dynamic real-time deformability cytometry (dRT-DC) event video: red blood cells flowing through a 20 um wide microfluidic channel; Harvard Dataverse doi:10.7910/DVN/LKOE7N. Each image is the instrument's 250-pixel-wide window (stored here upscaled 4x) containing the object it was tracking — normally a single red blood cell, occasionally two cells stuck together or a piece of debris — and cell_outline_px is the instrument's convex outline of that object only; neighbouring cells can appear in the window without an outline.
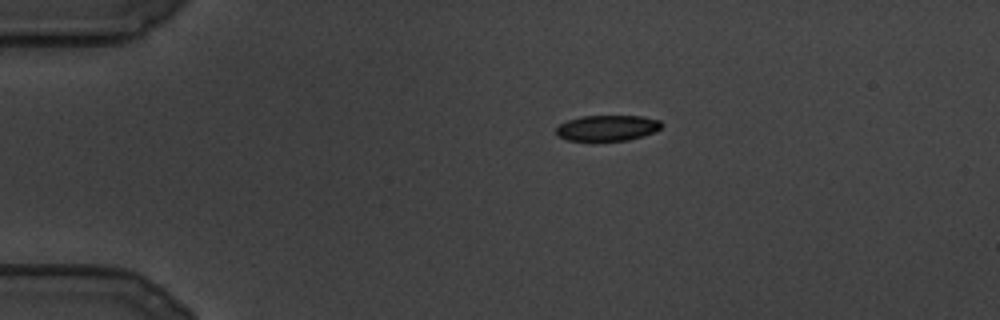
{"species": "common noctule bat (a hibernating species)", "species_latin": "Nyctalus noctula", "temperature_condition": "cold", "stored_images_in_passage": 88, "camera_frame_rate_fps": 3000, "um_per_image_px": 0.085, "animal": {"sex": "male", "body_mass_g": 19.5, "forearm_length_mm": 54.6}, "frame": {"image": 1, "passage_image": 1, "time_ms": 0.0, "image_size_px": [1000, 320], "cell_outline_px": [[664, 124], [656, 132], [628, 140], [568, 140], [556, 136], [556, 128], [560, 124], [568, 120], [580, 116], [640, 116], [660, 120]], "centroid_in_image_um": [51.64, 10.87], "position_along_channel_um": 33.4, "area_um2": 15.78}}
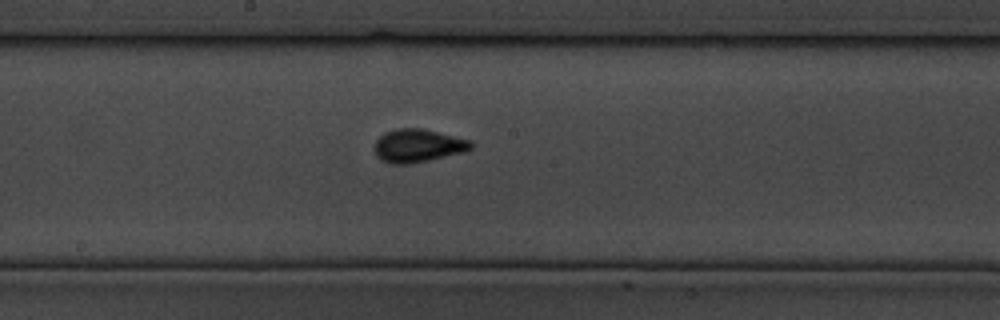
{"frame": {"image": 2, "passage_image": 38, "time_ms": 12.333, "image_size_px": [1000, 320], "cell_outline_px": [[472, 148], [464, 152], [412, 164], [392, 164], [380, 160], [376, 156], [376, 140], [384, 132], [396, 128], [420, 128], [472, 140]], "centroid_in_image_um": [35.52, 12.39], "position_along_channel_um": 212.7, "area_um2": 18.67}}
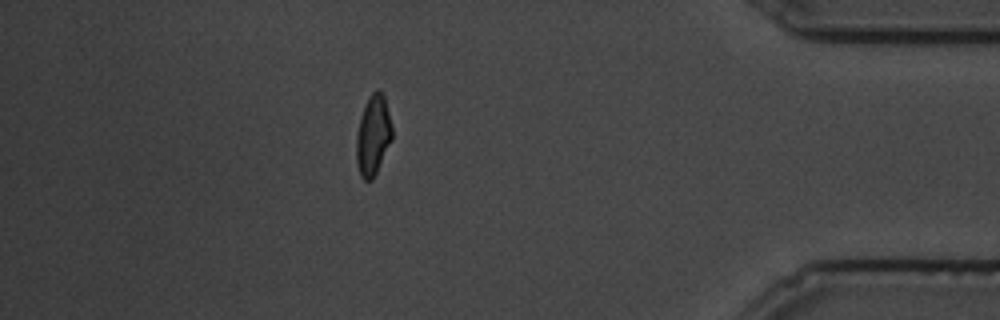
{"frame": {"image": 3, "passage_image": 75, "time_ms": 24.667, "image_size_px": [1000, 320], "cell_outline_px": [[392, 140], [372, 180], [364, 180], [360, 176], [356, 164], [356, 136], [360, 116], [364, 104], [368, 96], [376, 88], [384, 96], [392, 124]], "centroid_in_image_um": [31.7, 11.49], "position_along_channel_um": 403.5, "area_um2": 16.88}}